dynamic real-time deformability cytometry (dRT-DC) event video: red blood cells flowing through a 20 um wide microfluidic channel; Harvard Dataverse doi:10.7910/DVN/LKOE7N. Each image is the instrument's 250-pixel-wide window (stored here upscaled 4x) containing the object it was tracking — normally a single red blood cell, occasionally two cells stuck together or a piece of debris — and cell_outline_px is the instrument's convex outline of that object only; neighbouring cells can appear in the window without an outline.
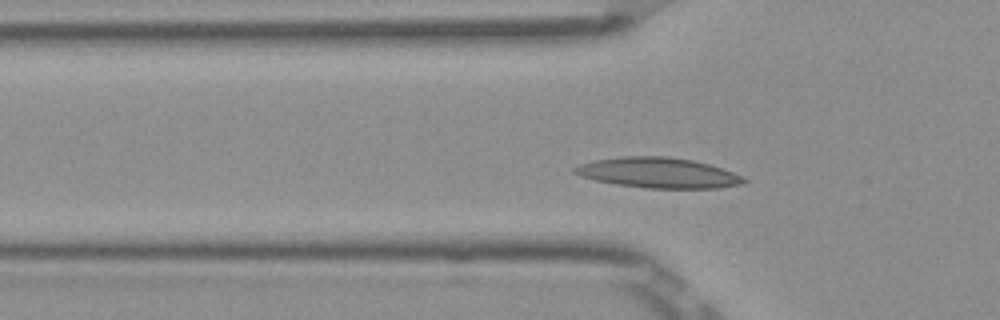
{"species": "Egyptian fruit bat (a non-hibernating species)", "species_latin": "Rousettus aegyptiacus", "temperature_condition": "room temperature", "stored_images_in_passage": 48, "camera_frame_rate_fps": 3000, "um_per_image_px": 0.085, "frame": {"image": 1, "passage_image": 12, "time_ms": 3.667, "image_size_px": [1000, 320], "cell_outline_px": [[748, 180], [744, 184], [716, 188], [648, 188], [616, 184], [596, 180], [580, 176], [572, 172], [572, 168], [580, 164], [592, 160], [624, 156], [668, 156], [692, 160], [708, 164], [732, 172]], "centroid_in_image_um": [55.91, 14.68], "position_along_channel_um": 69.9, "area_um2": 29.82}}
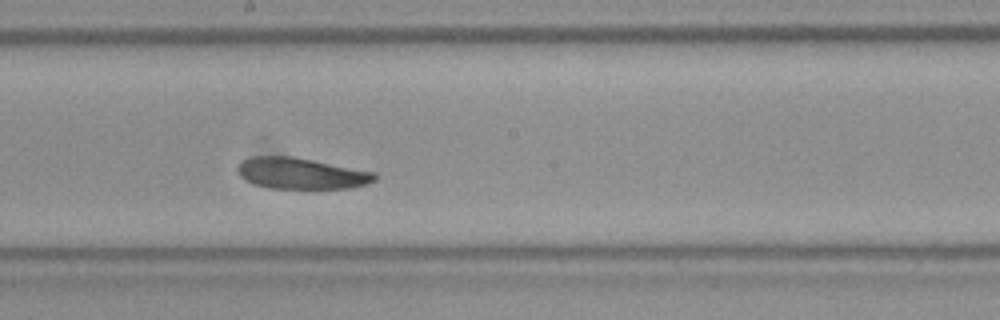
{"frame": {"image": 2, "passage_image": 24, "time_ms": 7.667, "image_size_px": [1000, 320], "cell_outline_px": [[376, 180], [352, 188], [268, 188], [244, 180], [240, 176], [236, 168], [244, 160], [252, 156], [292, 156], [376, 172]], "centroid_in_image_um": [25.59, 14.74], "position_along_channel_um": 222.6, "area_um2": 24.8}}
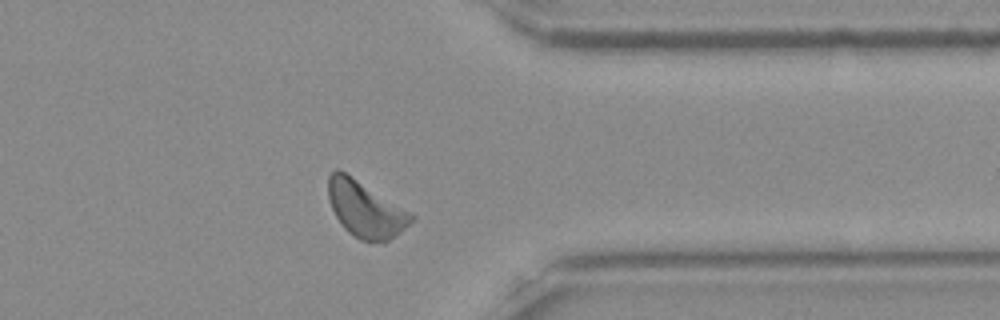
{"frame": {"image": 3, "passage_image": 37, "time_ms": 12.0, "image_size_px": [1000, 320], "cell_outline_px": [[416, 216], [400, 232], [388, 240], [360, 240], [348, 232], [344, 228], [336, 216], [328, 200], [328, 176], [336, 168], [340, 168]], "centroid_in_image_um": [31.01, 17.74], "position_along_channel_um": 380.4, "area_um2": 26.65}, "authors_computed_cell_mechanics": {"area_um2": 26.0389, "velocity_mm_per_s": 3.8185, "shape_relaxation_time_tau1_ms": 4.2419, "shape_relaxation_time_tau2_ms": null, "deformation_change_tau1": 0.1129, "deformation_change_tau2": null}}